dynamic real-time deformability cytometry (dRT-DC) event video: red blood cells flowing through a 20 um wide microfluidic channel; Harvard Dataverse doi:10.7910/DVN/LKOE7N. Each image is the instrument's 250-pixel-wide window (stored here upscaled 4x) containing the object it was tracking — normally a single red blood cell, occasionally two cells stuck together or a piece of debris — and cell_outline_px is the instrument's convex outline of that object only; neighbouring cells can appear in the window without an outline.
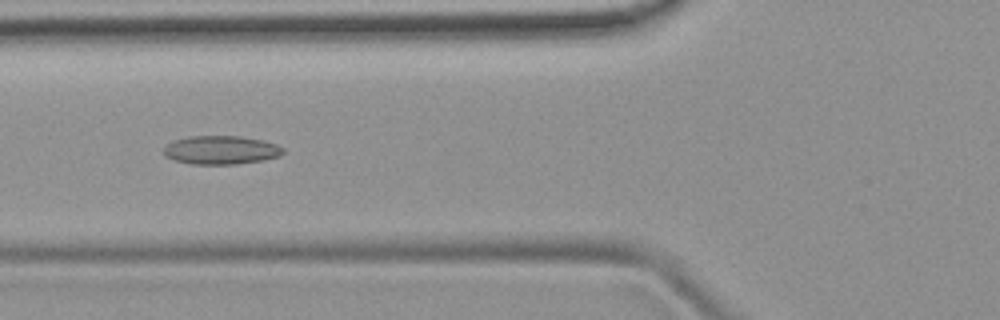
{"species": "common noctule bat (a hibernating species)", "species_latin": "Nyctalus noctula", "temperature_condition": "room temperature", "stored_images_in_passage": 45, "camera_frame_rate_fps": 3000, "um_per_image_px": 0.085, "animal": {"sex": "female", "body_mass_g": 19.9}, "frame": {"image": 1, "passage_image": 19, "time_ms": 6.0, "image_size_px": [1000, 320], "cell_outline_px": [[284, 152], [280, 156], [264, 160], [236, 164], [192, 164], [176, 160], [164, 156], [164, 148], [172, 140], [188, 136], [240, 136], [264, 140], [276, 144], [284, 148]], "centroid_in_image_um": [18.8, 12.74], "position_along_channel_um": 107.0, "area_um2": 20.0}}
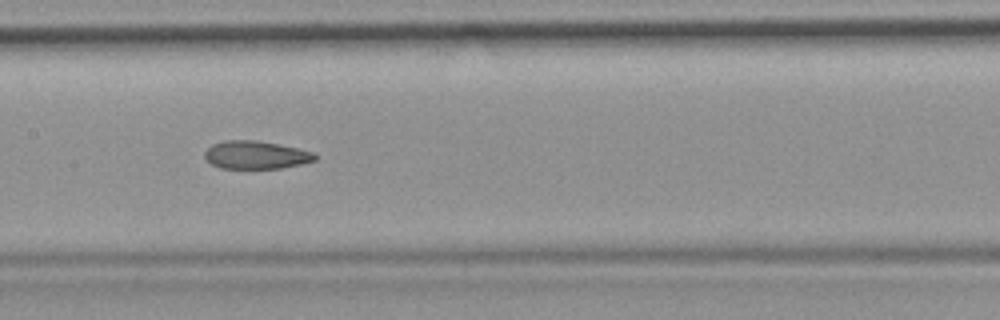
{"frame": {"image": 2, "passage_image": 25, "time_ms": 8.0, "image_size_px": [1000, 320], "cell_outline_px": [[316, 160], [300, 164], [280, 168], [220, 168], [212, 164], [204, 156], [204, 152], [212, 144], [224, 140], [256, 140], [296, 148], [312, 152], [316, 156]], "centroid_in_image_um": [21.71, 13.17], "position_along_channel_um": 185.7, "area_um2": 17.74}}
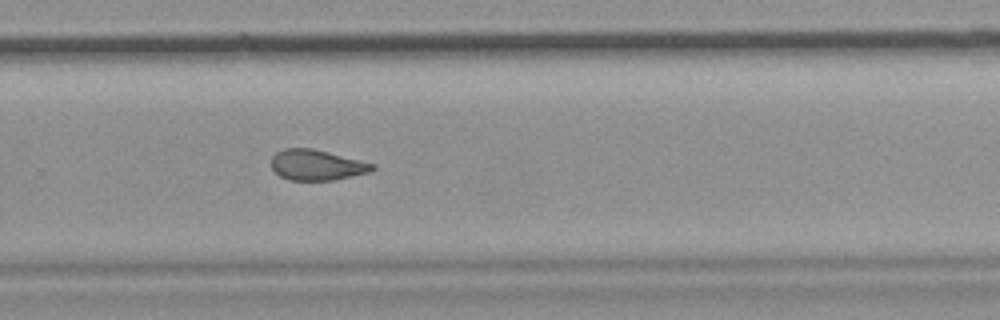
{"frame": {"image": 3, "passage_image": 34, "time_ms": 11.0, "image_size_px": [1000, 320], "cell_outline_px": [[376, 168], [368, 172], [332, 180], [288, 180], [280, 176], [272, 168], [272, 156], [276, 152], [284, 148], [312, 148], [376, 164]], "centroid_in_image_um": [26.91, 14.02], "position_along_channel_um": 302.9, "area_um2": 17.86}, "authors_computed_cell_mechanics": {"area_um2": 19.652, "velocity_mm_per_s": 3.9222, "shape_relaxation_time_tau1_ms": null, "shape_relaxation_time_tau2_ms": 2.5693, "deformation_change_tau1": null, "deformation_change_tau2": 0.0808}}